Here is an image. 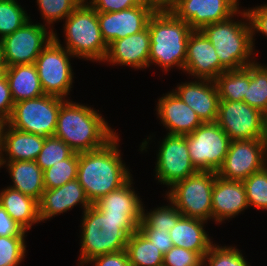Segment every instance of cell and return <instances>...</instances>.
Instances as JSON below:
<instances>
[{
    "instance_id": "obj_1",
    "label": "cell",
    "mask_w": 267,
    "mask_h": 266,
    "mask_svg": "<svg viewBox=\"0 0 267 266\" xmlns=\"http://www.w3.org/2000/svg\"><path fill=\"white\" fill-rule=\"evenodd\" d=\"M82 214L79 266L94 257L126 250L129 236L141 222L137 216L103 215L93 204Z\"/></svg>"
},
{
    "instance_id": "obj_2",
    "label": "cell",
    "mask_w": 267,
    "mask_h": 266,
    "mask_svg": "<svg viewBox=\"0 0 267 266\" xmlns=\"http://www.w3.org/2000/svg\"><path fill=\"white\" fill-rule=\"evenodd\" d=\"M119 140L116 135L99 149L79 153L77 180L92 204L132 178L122 160Z\"/></svg>"
},
{
    "instance_id": "obj_3",
    "label": "cell",
    "mask_w": 267,
    "mask_h": 266,
    "mask_svg": "<svg viewBox=\"0 0 267 266\" xmlns=\"http://www.w3.org/2000/svg\"><path fill=\"white\" fill-rule=\"evenodd\" d=\"M114 131L93 107L66 99L60 107L54 136L76 153L99 149L111 141Z\"/></svg>"
},
{
    "instance_id": "obj_4",
    "label": "cell",
    "mask_w": 267,
    "mask_h": 266,
    "mask_svg": "<svg viewBox=\"0 0 267 266\" xmlns=\"http://www.w3.org/2000/svg\"><path fill=\"white\" fill-rule=\"evenodd\" d=\"M149 67L153 63L165 73L172 67L184 70L189 35L193 29L168 8L156 9L148 21Z\"/></svg>"
},
{
    "instance_id": "obj_5",
    "label": "cell",
    "mask_w": 267,
    "mask_h": 266,
    "mask_svg": "<svg viewBox=\"0 0 267 266\" xmlns=\"http://www.w3.org/2000/svg\"><path fill=\"white\" fill-rule=\"evenodd\" d=\"M240 14L243 18L239 21L230 17L222 22L208 24L201 29L214 46L220 64L226 70L241 69L256 61L254 56L252 57L255 49L247 12L244 9L239 10V16Z\"/></svg>"
},
{
    "instance_id": "obj_6",
    "label": "cell",
    "mask_w": 267,
    "mask_h": 266,
    "mask_svg": "<svg viewBox=\"0 0 267 266\" xmlns=\"http://www.w3.org/2000/svg\"><path fill=\"white\" fill-rule=\"evenodd\" d=\"M65 47L78 59L103 62L108 45L101 31L97 12L83 0L80 5L65 19Z\"/></svg>"
},
{
    "instance_id": "obj_7",
    "label": "cell",
    "mask_w": 267,
    "mask_h": 266,
    "mask_svg": "<svg viewBox=\"0 0 267 266\" xmlns=\"http://www.w3.org/2000/svg\"><path fill=\"white\" fill-rule=\"evenodd\" d=\"M217 173L198 171L196 174L176 182L165 198L185 217L208 222L212 219V190Z\"/></svg>"
},
{
    "instance_id": "obj_8",
    "label": "cell",
    "mask_w": 267,
    "mask_h": 266,
    "mask_svg": "<svg viewBox=\"0 0 267 266\" xmlns=\"http://www.w3.org/2000/svg\"><path fill=\"white\" fill-rule=\"evenodd\" d=\"M74 56L61 44L56 31L35 61L41 87L45 94L67 99L74 72L70 58Z\"/></svg>"
},
{
    "instance_id": "obj_9",
    "label": "cell",
    "mask_w": 267,
    "mask_h": 266,
    "mask_svg": "<svg viewBox=\"0 0 267 266\" xmlns=\"http://www.w3.org/2000/svg\"><path fill=\"white\" fill-rule=\"evenodd\" d=\"M66 99L44 94L14 103L8 125L44 137L54 136L61 104Z\"/></svg>"
},
{
    "instance_id": "obj_10",
    "label": "cell",
    "mask_w": 267,
    "mask_h": 266,
    "mask_svg": "<svg viewBox=\"0 0 267 266\" xmlns=\"http://www.w3.org/2000/svg\"><path fill=\"white\" fill-rule=\"evenodd\" d=\"M192 164L198 171L217 172L227 155L231 139L216 123H202L186 135Z\"/></svg>"
},
{
    "instance_id": "obj_11",
    "label": "cell",
    "mask_w": 267,
    "mask_h": 266,
    "mask_svg": "<svg viewBox=\"0 0 267 266\" xmlns=\"http://www.w3.org/2000/svg\"><path fill=\"white\" fill-rule=\"evenodd\" d=\"M52 38L53 31L49 27L27 21L20 29L0 40L5 66L35 64L37 57Z\"/></svg>"
},
{
    "instance_id": "obj_12",
    "label": "cell",
    "mask_w": 267,
    "mask_h": 266,
    "mask_svg": "<svg viewBox=\"0 0 267 266\" xmlns=\"http://www.w3.org/2000/svg\"><path fill=\"white\" fill-rule=\"evenodd\" d=\"M160 144L154 170L158 183L169 189L198 172L190 159L186 135L166 134Z\"/></svg>"
},
{
    "instance_id": "obj_13",
    "label": "cell",
    "mask_w": 267,
    "mask_h": 266,
    "mask_svg": "<svg viewBox=\"0 0 267 266\" xmlns=\"http://www.w3.org/2000/svg\"><path fill=\"white\" fill-rule=\"evenodd\" d=\"M266 165L267 147L262 139L235 140L216 173L226 180L244 181Z\"/></svg>"
},
{
    "instance_id": "obj_14",
    "label": "cell",
    "mask_w": 267,
    "mask_h": 266,
    "mask_svg": "<svg viewBox=\"0 0 267 266\" xmlns=\"http://www.w3.org/2000/svg\"><path fill=\"white\" fill-rule=\"evenodd\" d=\"M263 115L243 101L220 100L216 123L231 141L262 139Z\"/></svg>"
},
{
    "instance_id": "obj_15",
    "label": "cell",
    "mask_w": 267,
    "mask_h": 266,
    "mask_svg": "<svg viewBox=\"0 0 267 266\" xmlns=\"http://www.w3.org/2000/svg\"><path fill=\"white\" fill-rule=\"evenodd\" d=\"M240 0H173L168 9L193 30L239 14Z\"/></svg>"
},
{
    "instance_id": "obj_16",
    "label": "cell",
    "mask_w": 267,
    "mask_h": 266,
    "mask_svg": "<svg viewBox=\"0 0 267 266\" xmlns=\"http://www.w3.org/2000/svg\"><path fill=\"white\" fill-rule=\"evenodd\" d=\"M156 7L143 2L140 5L118 12H97L100 31L107 45L114 40L141 32L147 27Z\"/></svg>"
},
{
    "instance_id": "obj_17",
    "label": "cell",
    "mask_w": 267,
    "mask_h": 266,
    "mask_svg": "<svg viewBox=\"0 0 267 266\" xmlns=\"http://www.w3.org/2000/svg\"><path fill=\"white\" fill-rule=\"evenodd\" d=\"M225 71L212 43L201 30H193L187 42L183 72L196 79L214 81Z\"/></svg>"
},
{
    "instance_id": "obj_18",
    "label": "cell",
    "mask_w": 267,
    "mask_h": 266,
    "mask_svg": "<svg viewBox=\"0 0 267 266\" xmlns=\"http://www.w3.org/2000/svg\"><path fill=\"white\" fill-rule=\"evenodd\" d=\"M172 91L194 110L202 123L217 121L220 97L214 81L207 79L185 81Z\"/></svg>"
},
{
    "instance_id": "obj_19",
    "label": "cell",
    "mask_w": 267,
    "mask_h": 266,
    "mask_svg": "<svg viewBox=\"0 0 267 266\" xmlns=\"http://www.w3.org/2000/svg\"><path fill=\"white\" fill-rule=\"evenodd\" d=\"M150 35L148 26L139 33L114 40L108 45L103 62L134 69L149 68Z\"/></svg>"
},
{
    "instance_id": "obj_20",
    "label": "cell",
    "mask_w": 267,
    "mask_h": 266,
    "mask_svg": "<svg viewBox=\"0 0 267 266\" xmlns=\"http://www.w3.org/2000/svg\"><path fill=\"white\" fill-rule=\"evenodd\" d=\"M38 204L40 222L63 214L77 204L81 205L84 211L92 205L77 179L68 181L61 187L45 189Z\"/></svg>"
},
{
    "instance_id": "obj_21",
    "label": "cell",
    "mask_w": 267,
    "mask_h": 266,
    "mask_svg": "<svg viewBox=\"0 0 267 266\" xmlns=\"http://www.w3.org/2000/svg\"><path fill=\"white\" fill-rule=\"evenodd\" d=\"M211 200L212 220L216 224L235 218L249 208L242 181L226 180L218 175L215 177Z\"/></svg>"
},
{
    "instance_id": "obj_22",
    "label": "cell",
    "mask_w": 267,
    "mask_h": 266,
    "mask_svg": "<svg viewBox=\"0 0 267 266\" xmlns=\"http://www.w3.org/2000/svg\"><path fill=\"white\" fill-rule=\"evenodd\" d=\"M157 118L170 135H187L198 128L202 122L197 114L173 91L158 99Z\"/></svg>"
},
{
    "instance_id": "obj_23",
    "label": "cell",
    "mask_w": 267,
    "mask_h": 266,
    "mask_svg": "<svg viewBox=\"0 0 267 266\" xmlns=\"http://www.w3.org/2000/svg\"><path fill=\"white\" fill-rule=\"evenodd\" d=\"M7 167L13 185L9 187L22 192L24 195L36 199H41L45 191L43 170L36 161H0V168Z\"/></svg>"
},
{
    "instance_id": "obj_24",
    "label": "cell",
    "mask_w": 267,
    "mask_h": 266,
    "mask_svg": "<svg viewBox=\"0 0 267 266\" xmlns=\"http://www.w3.org/2000/svg\"><path fill=\"white\" fill-rule=\"evenodd\" d=\"M44 142V136L16 130L8 125L0 161H35Z\"/></svg>"
},
{
    "instance_id": "obj_25",
    "label": "cell",
    "mask_w": 267,
    "mask_h": 266,
    "mask_svg": "<svg viewBox=\"0 0 267 266\" xmlns=\"http://www.w3.org/2000/svg\"><path fill=\"white\" fill-rule=\"evenodd\" d=\"M204 223L207 222L182 216L169 231L173 246L197 252L204 257L213 244Z\"/></svg>"
},
{
    "instance_id": "obj_26",
    "label": "cell",
    "mask_w": 267,
    "mask_h": 266,
    "mask_svg": "<svg viewBox=\"0 0 267 266\" xmlns=\"http://www.w3.org/2000/svg\"><path fill=\"white\" fill-rule=\"evenodd\" d=\"M131 178L125 185L99 198L93 205L103 215L137 216L142 219V201L135 192Z\"/></svg>"
},
{
    "instance_id": "obj_27",
    "label": "cell",
    "mask_w": 267,
    "mask_h": 266,
    "mask_svg": "<svg viewBox=\"0 0 267 266\" xmlns=\"http://www.w3.org/2000/svg\"><path fill=\"white\" fill-rule=\"evenodd\" d=\"M0 205L26 232L40 223L38 201L16 189L7 186L1 190Z\"/></svg>"
},
{
    "instance_id": "obj_28",
    "label": "cell",
    "mask_w": 267,
    "mask_h": 266,
    "mask_svg": "<svg viewBox=\"0 0 267 266\" xmlns=\"http://www.w3.org/2000/svg\"><path fill=\"white\" fill-rule=\"evenodd\" d=\"M12 100L33 99L44 95L35 64L13 65L5 68Z\"/></svg>"
},
{
    "instance_id": "obj_29",
    "label": "cell",
    "mask_w": 267,
    "mask_h": 266,
    "mask_svg": "<svg viewBox=\"0 0 267 266\" xmlns=\"http://www.w3.org/2000/svg\"><path fill=\"white\" fill-rule=\"evenodd\" d=\"M126 252L130 266H163L164 254L139 230L129 236Z\"/></svg>"
},
{
    "instance_id": "obj_30",
    "label": "cell",
    "mask_w": 267,
    "mask_h": 266,
    "mask_svg": "<svg viewBox=\"0 0 267 266\" xmlns=\"http://www.w3.org/2000/svg\"><path fill=\"white\" fill-rule=\"evenodd\" d=\"M214 82L220 100L244 101L249 86V65L237 70H226Z\"/></svg>"
},
{
    "instance_id": "obj_31",
    "label": "cell",
    "mask_w": 267,
    "mask_h": 266,
    "mask_svg": "<svg viewBox=\"0 0 267 266\" xmlns=\"http://www.w3.org/2000/svg\"><path fill=\"white\" fill-rule=\"evenodd\" d=\"M251 107L267 112V66L257 61L249 64V86L244 101Z\"/></svg>"
},
{
    "instance_id": "obj_32",
    "label": "cell",
    "mask_w": 267,
    "mask_h": 266,
    "mask_svg": "<svg viewBox=\"0 0 267 266\" xmlns=\"http://www.w3.org/2000/svg\"><path fill=\"white\" fill-rule=\"evenodd\" d=\"M79 153L74 152L69 158L43 171L45 189L61 187L68 181L77 179Z\"/></svg>"
},
{
    "instance_id": "obj_33",
    "label": "cell",
    "mask_w": 267,
    "mask_h": 266,
    "mask_svg": "<svg viewBox=\"0 0 267 266\" xmlns=\"http://www.w3.org/2000/svg\"><path fill=\"white\" fill-rule=\"evenodd\" d=\"M145 211L146 209L143 205L141 223L147 229H156L159 231H170L183 216L170 200L167 206H157L153 210L146 211V213Z\"/></svg>"
},
{
    "instance_id": "obj_34",
    "label": "cell",
    "mask_w": 267,
    "mask_h": 266,
    "mask_svg": "<svg viewBox=\"0 0 267 266\" xmlns=\"http://www.w3.org/2000/svg\"><path fill=\"white\" fill-rule=\"evenodd\" d=\"M32 20L17 0L0 1V40Z\"/></svg>"
},
{
    "instance_id": "obj_35",
    "label": "cell",
    "mask_w": 267,
    "mask_h": 266,
    "mask_svg": "<svg viewBox=\"0 0 267 266\" xmlns=\"http://www.w3.org/2000/svg\"><path fill=\"white\" fill-rule=\"evenodd\" d=\"M249 207L267 210V165L242 181Z\"/></svg>"
},
{
    "instance_id": "obj_36",
    "label": "cell",
    "mask_w": 267,
    "mask_h": 266,
    "mask_svg": "<svg viewBox=\"0 0 267 266\" xmlns=\"http://www.w3.org/2000/svg\"><path fill=\"white\" fill-rule=\"evenodd\" d=\"M83 0H37L38 10H40L44 26L51 31L52 24L56 21L66 19ZM49 25V26H48ZM51 26V27H50Z\"/></svg>"
},
{
    "instance_id": "obj_37",
    "label": "cell",
    "mask_w": 267,
    "mask_h": 266,
    "mask_svg": "<svg viewBox=\"0 0 267 266\" xmlns=\"http://www.w3.org/2000/svg\"><path fill=\"white\" fill-rule=\"evenodd\" d=\"M74 151L63 140L55 136L45 137L44 145L35 160L44 171L61 160L69 158Z\"/></svg>"
},
{
    "instance_id": "obj_38",
    "label": "cell",
    "mask_w": 267,
    "mask_h": 266,
    "mask_svg": "<svg viewBox=\"0 0 267 266\" xmlns=\"http://www.w3.org/2000/svg\"><path fill=\"white\" fill-rule=\"evenodd\" d=\"M239 249L232 246L211 245L203 257L202 266H251Z\"/></svg>"
},
{
    "instance_id": "obj_39",
    "label": "cell",
    "mask_w": 267,
    "mask_h": 266,
    "mask_svg": "<svg viewBox=\"0 0 267 266\" xmlns=\"http://www.w3.org/2000/svg\"><path fill=\"white\" fill-rule=\"evenodd\" d=\"M25 236H0V266H18L25 258Z\"/></svg>"
},
{
    "instance_id": "obj_40",
    "label": "cell",
    "mask_w": 267,
    "mask_h": 266,
    "mask_svg": "<svg viewBox=\"0 0 267 266\" xmlns=\"http://www.w3.org/2000/svg\"><path fill=\"white\" fill-rule=\"evenodd\" d=\"M203 257L191 250L172 247L164 254L163 266H202Z\"/></svg>"
},
{
    "instance_id": "obj_41",
    "label": "cell",
    "mask_w": 267,
    "mask_h": 266,
    "mask_svg": "<svg viewBox=\"0 0 267 266\" xmlns=\"http://www.w3.org/2000/svg\"><path fill=\"white\" fill-rule=\"evenodd\" d=\"M249 18L253 46L255 49V33H261L267 37V4L245 9Z\"/></svg>"
},
{
    "instance_id": "obj_42",
    "label": "cell",
    "mask_w": 267,
    "mask_h": 266,
    "mask_svg": "<svg viewBox=\"0 0 267 266\" xmlns=\"http://www.w3.org/2000/svg\"><path fill=\"white\" fill-rule=\"evenodd\" d=\"M96 12H118L140 5L144 0H85Z\"/></svg>"
},
{
    "instance_id": "obj_43",
    "label": "cell",
    "mask_w": 267,
    "mask_h": 266,
    "mask_svg": "<svg viewBox=\"0 0 267 266\" xmlns=\"http://www.w3.org/2000/svg\"><path fill=\"white\" fill-rule=\"evenodd\" d=\"M138 230L152 243H154V245L159 248L163 254L168 252L173 247L169 231L147 229L141 222L139 223Z\"/></svg>"
},
{
    "instance_id": "obj_44",
    "label": "cell",
    "mask_w": 267,
    "mask_h": 266,
    "mask_svg": "<svg viewBox=\"0 0 267 266\" xmlns=\"http://www.w3.org/2000/svg\"><path fill=\"white\" fill-rule=\"evenodd\" d=\"M88 263L93 266H130L126 250L94 257Z\"/></svg>"
},
{
    "instance_id": "obj_45",
    "label": "cell",
    "mask_w": 267,
    "mask_h": 266,
    "mask_svg": "<svg viewBox=\"0 0 267 266\" xmlns=\"http://www.w3.org/2000/svg\"><path fill=\"white\" fill-rule=\"evenodd\" d=\"M14 106L10 86L5 74L0 78V118L9 120Z\"/></svg>"
},
{
    "instance_id": "obj_46",
    "label": "cell",
    "mask_w": 267,
    "mask_h": 266,
    "mask_svg": "<svg viewBox=\"0 0 267 266\" xmlns=\"http://www.w3.org/2000/svg\"><path fill=\"white\" fill-rule=\"evenodd\" d=\"M0 236H27L26 231L17 224L0 205Z\"/></svg>"
},
{
    "instance_id": "obj_47",
    "label": "cell",
    "mask_w": 267,
    "mask_h": 266,
    "mask_svg": "<svg viewBox=\"0 0 267 266\" xmlns=\"http://www.w3.org/2000/svg\"><path fill=\"white\" fill-rule=\"evenodd\" d=\"M7 126H8V121L0 118V157L3 151L4 137Z\"/></svg>"
},
{
    "instance_id": "obj_48",
    "label": "cell",
    "mask_w": 267,
    "mask_h": 266,
    "mask_svg": "<svg viewBox=\"0 0 267 266\" xmlns=\"http://www.w3.org/2000/svg\"><path fill=\"white\" fill-rule=\"evenodd\" d=\"M144 1L153 4L157 9L168 8L173 2V0H144Z\"/></svg>"
},
{
    "instance_id": "obj_49",
    "label": "cell",
    "mask_w": 267,
    "mask_h": 266,
    "mask_svg": "<svg viewBox=\"0 0 267 266\" xmlns=\"http://www.w3.org/2000/svg\"><path fill=\"white\" fill-rule=\"evenodd\" d=\"M262 140L264 141L267 147V112L263 115V133H262Z\"/></svg>"
},
{
    "instance_id": "obj_50",
    "label": "cell",
    "mask_w": 267,
    "mask_h": 266,
    "mask_svg": "<svg viewBox=\"0 0 267 266\" xmlns=\"http://www.w3.org/2000/svg\"><path fill=\"white\" fill-rule=\"evenodd\" d=\"M0 67H6L3 60V52H2V45L0 41Z\"/></svg>"
},
{
    "instance_id": "obj_51",
    "label": "cell",
    "mask_w": 267,
    "mask_h": 266,
    "mask_svg": "<svg viewBox=\"0 0 267 266\" xmlns=\"http://www.w3.org/2000/svg\"><path fill=\"white\" fill-rule=\"evenodd\" d=\"M6 67H0V78L5 74Z\"/></svg>"
}]
</instances>
